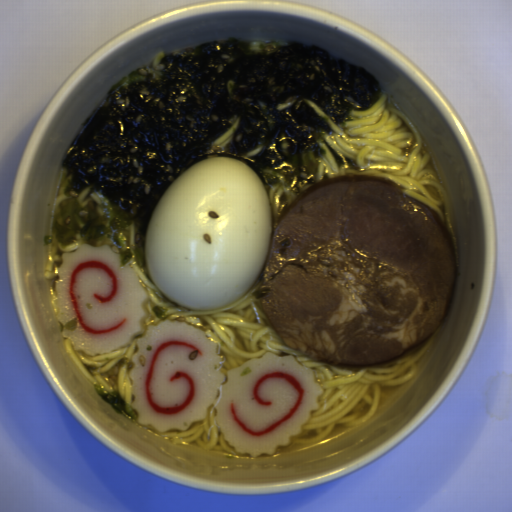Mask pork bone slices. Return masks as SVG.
Wrapping results in <instances>:
<instances>
[{
	"label": "pork bone slices",
	"mask_w": 512,
	"mask_h": 512,
	"mask_svg": "<svg viewBox=\"0 0 512 512\" xmlns=\"http://www.w3.org/2000/svg\"><path fill=\"white\" fill-rule=\"evenodd\" d=\"M260 301L286 345L321 364L401 359L447 313L457 252L431 208L393 182L330 177L271 230Z\"/></svg>",
	"instance_id": "d1f655de"
}]
</instances>
